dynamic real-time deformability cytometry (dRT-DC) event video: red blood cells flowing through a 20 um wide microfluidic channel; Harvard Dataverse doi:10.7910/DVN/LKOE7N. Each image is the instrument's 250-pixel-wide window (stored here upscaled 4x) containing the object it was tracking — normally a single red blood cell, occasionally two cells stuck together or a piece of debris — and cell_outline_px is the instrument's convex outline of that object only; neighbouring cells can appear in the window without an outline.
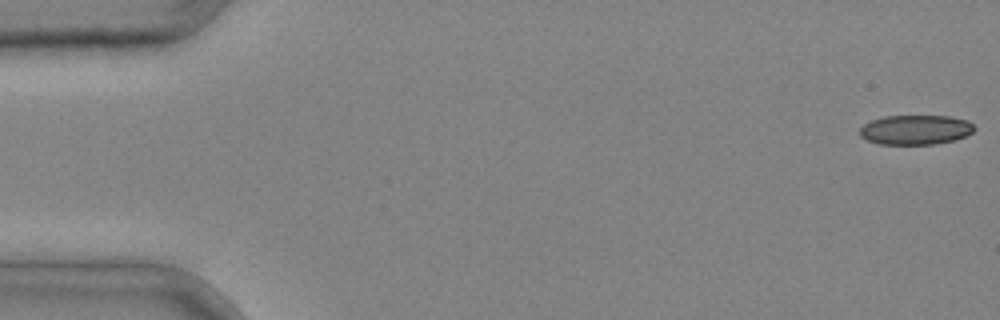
{"species": "common noctule bat (a hibernating species)", "species_latin": "Nyctalus noctula", "temperature_condition": "cold", "stored_images_in_passage": 4, "segment_of_instrument_passage": [2, 2], "camera_frame_rate_fps": 3000, "um_per_image_px": 0.085, "animal": {"sex": "male", "body_mass_g": 20.4}, "frame": {"image": 1, "passage_image": 4, "time_ms": 1.0, "image_size_px": [1000, 320], "cell_outline_px": [[976, 128], [972, 132], [964, 136], [952, 140], [936, 144], [880, 144], [868, 140], [860, 136], [860, 128], [864, 124], [872, 120], [884, 116], [948, 116], [968, 120]], "centroid_in_image_um": [77.82, 11.02], "position_along_channel_um": 7.2, "area_um2": 19.65}}